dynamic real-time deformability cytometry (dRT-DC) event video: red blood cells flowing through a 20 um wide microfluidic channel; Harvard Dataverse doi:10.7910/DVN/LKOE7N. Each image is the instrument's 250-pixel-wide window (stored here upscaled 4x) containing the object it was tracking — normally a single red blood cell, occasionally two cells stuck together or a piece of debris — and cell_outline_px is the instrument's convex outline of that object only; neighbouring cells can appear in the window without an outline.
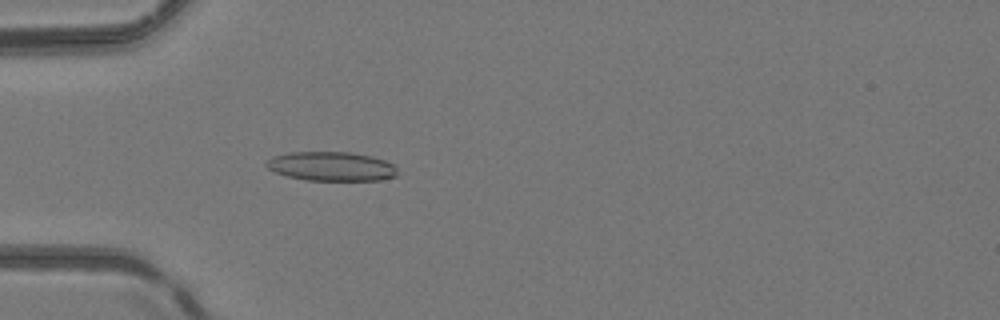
{"species": "common noctule bat (a hibernating species)", "species_latin": "Nyctalus noctula", "temperature_condition": "room temperature", "stored_images_in_passage": 51, "camera_frame_rate_fps": 3000, "um_per_image_px": 0.085, "animal": {"sex": "female", "body_mass_g": 24.6, "forearm_length_mm": 56.2}, "frame": {"image": 1, "passage_image": 16, "time_ms": 5.0, "image_size_px": [1000, 320], "cell_outline_px": [[396, 176], [380, 180], [304, 180], [288, 176], [276, 172], [268, 168], [264, 164], [264, 160], [272, 156], [288, 152], [348, 152], [372, 156], [384, 160], [392, 164], [396, 168]], "centroid_in_image_um": [28.11, 14.13], "position_along_channel_um": 56.9, "area_um2": 22.31}}
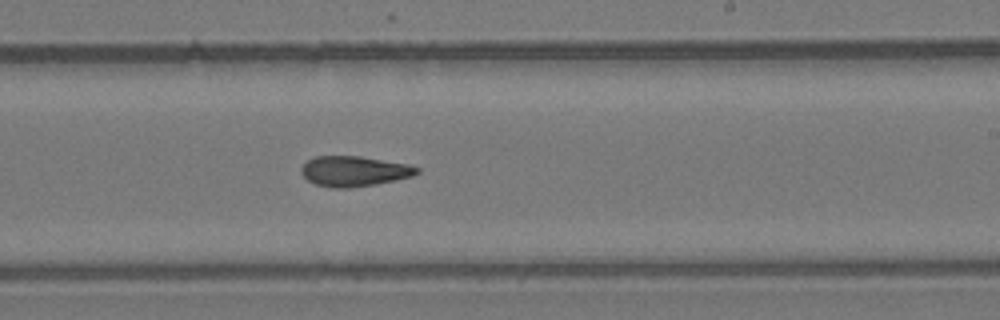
{"frame": {"image": 2, "passage_image": 31, "time_ms": 10.0, "image_size_px": [1000, 320], "cell_outline_px": [[420, 172], [412, 176], [376, 184], [348, 188], [332, 188], [316, 184], [308, 180], [300, 172], [300, 168], [308, 160], [316, 156], [360, 156], [408, 164], [420, 168]], "centroid_in_image_um": [30.1, 14.55], "position_along_channel_um": 258.9, "area_um2": 20.35}}
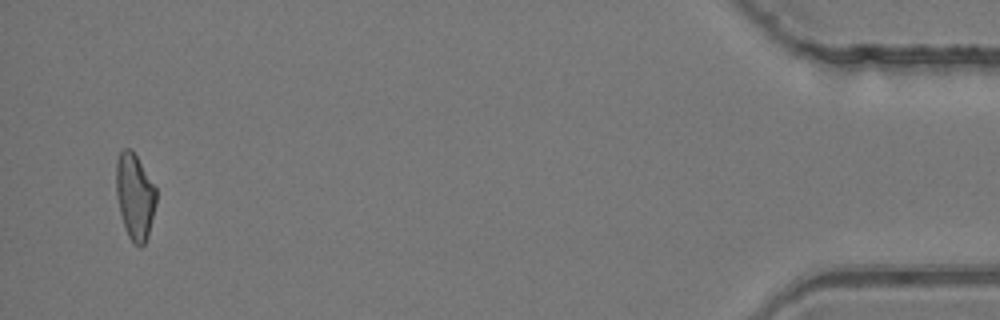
{"frame": {"image": 3, "passage_image": 49, "time_ms": 16.0, "image_size_px": [1000, 320], "cell_outline_px": [[156, 204], [148, 236], [144, 244], [140, 248], [128, 236], [124, 228], [120, 212], [116, 192], [116, 160], [120, 152], [124, 148], [128, 148], [136, 156], [156, 188]], "centroid_in_image_um": [11.46, 16.72], "position_along_channel_um": 423.7, "area_um2": 19.88}, "authors_computed_cell_mechanics": {"area_um2": 20.6346, "velocity_mm_per_s": 4.1712, "shape_relaxation_time_tau1_ms": null, "shape_relaxation_time_tau2_ms": 5.1558, "deformation_change_tau1": null, "deformation_change_tau2": 0.1535}}